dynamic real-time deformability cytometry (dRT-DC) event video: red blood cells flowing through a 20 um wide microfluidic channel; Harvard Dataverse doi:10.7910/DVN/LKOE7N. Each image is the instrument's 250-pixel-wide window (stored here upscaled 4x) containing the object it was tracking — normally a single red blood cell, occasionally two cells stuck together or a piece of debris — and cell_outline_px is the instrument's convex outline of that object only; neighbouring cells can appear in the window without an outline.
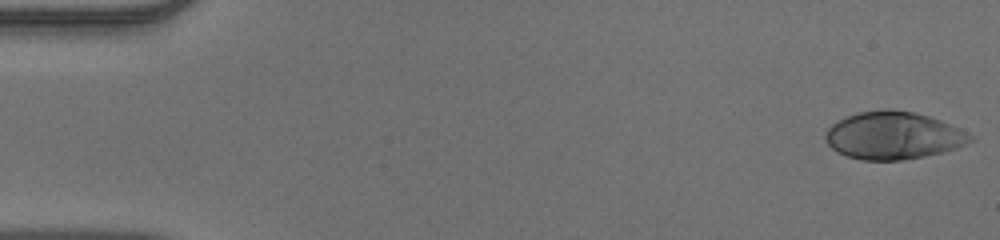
{"species": "human", "species_latin": "Homo sapiens", "temperature_condition": "warm", "stored_images_in_passage": 52, "camera_frame_rate_fps": 3000, "um_per_image_px": 0.085, "donor": {"sex": "male"}, "frame": {"image": 1, "passage_image": 1, "time_ms": 0.0, "image_size_px": [1000, 240], "cell_outline_px": [[976, 140], [940, 152], [924, 156], [900, 160], [860, 160], [836, 152], [824, 140], [824, 136], [828, 128], [832, 124], [848, 116], [860, 112], [888, 108], [912, 112], [928, 116], [940, 120], [972, 136]], "centroid_in_image_um": [75.87, 11.52], "position_along_channel_um": 9.1, "area_um2": 39.59}}
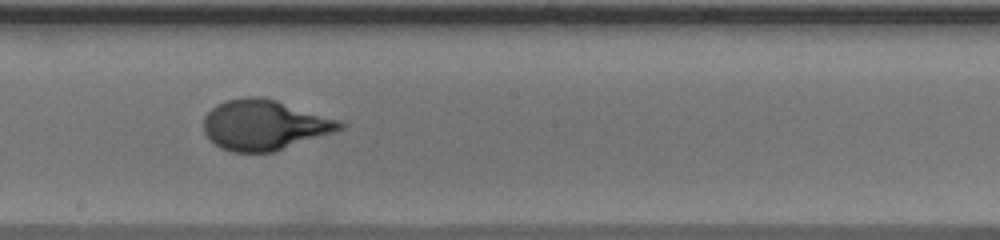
{"frame": {"image": 2, "passage_image": 29, "time_ms": 9.333, "image_size_px": [1000, 240], "cell_outline_px": [[344, 128], [336, 132], [272, 152], [232, 152], [220, 148], [208, 140], [204, 132], [204, 116], [216, 104], [224, 100], [244, 96], [260, 96], [276, 100], [340, 120], [344, 124]], "centroid_in_image_um": [22.44, 10.62], "position_along_channel_um": 225.8, "area_um2": 40.11}}
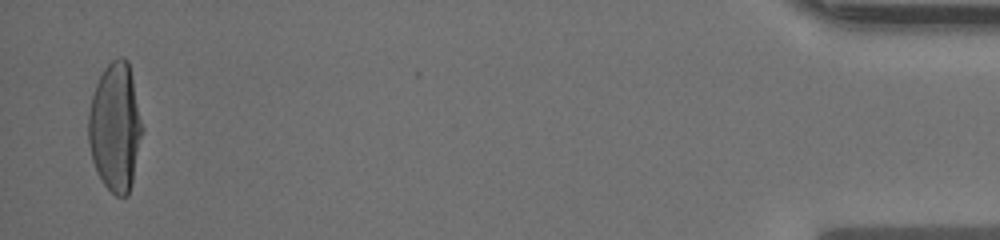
{"frame": {"image": 3, "passage_image": 51, "time_ms": 16.667, "image_size_px": [1000, 240], "cell_outline_px": [[144, 128], [132, 184], [128, 196], [116, 196], [104, 184], [92, 160], [88, 140], [88, 112], [92, 96], [96, 84], [104, 68], [112, 60], [120, 56], [124, 56], [128, 60]], "centroid_in_image_um": [9.81, 10.79], "position_along_channel_um": 425.4, "area_um2": 40.52}, "authors_computed_cell_mechanics": {"area_um2": 39.2751, "velocity_mm_per_s": 3.8994, "shape_relaxation_time_tau1_ms": 5.1702, "shape_relaxation_time_tau2_ms": null, "deformation_change_tau1": 0.2705, "deformation_change_tau2": null}}